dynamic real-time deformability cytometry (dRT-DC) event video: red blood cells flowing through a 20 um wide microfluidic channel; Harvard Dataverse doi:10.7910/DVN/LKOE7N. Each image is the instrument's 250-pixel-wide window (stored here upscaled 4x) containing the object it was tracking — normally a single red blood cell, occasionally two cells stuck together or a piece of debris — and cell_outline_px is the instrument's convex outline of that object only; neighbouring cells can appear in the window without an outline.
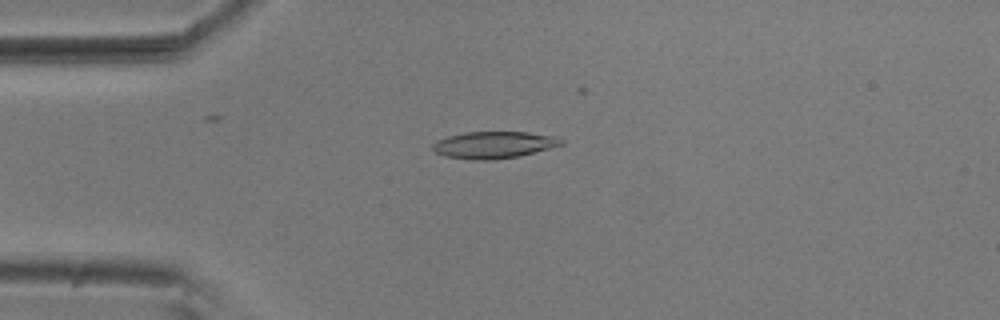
{"species": "common noctule bat (a hibernating species)", "species_latin": "Nyctalus noctula", "temperature_condition": "room temperature", "stored_images_in_passage": 54, "camera_frame_rate_fps": 3000, "um_per_image_px": 0.085, "animal": {"sex": "male", "body_mass_g": 20.5, "forearm_length_mm": 52.5}, "frame": {"image": 1, "passage_image": 13, "time_ms": 4.0, "image_size_px": [1000, 320], "cell_outline_px": [[564, 144], [520, 156], [492, 160], [476, 160], [444, 156], [436, 152], [432, 148], [432, 144], [436, 140], [448, 136], [464, 132], [528, 132], [556, 136], [564, 140]], "centroid_in_image_um": [41.98, 12.31], "position_along_channel_um": 43.0, "area_um2": 20.23}}
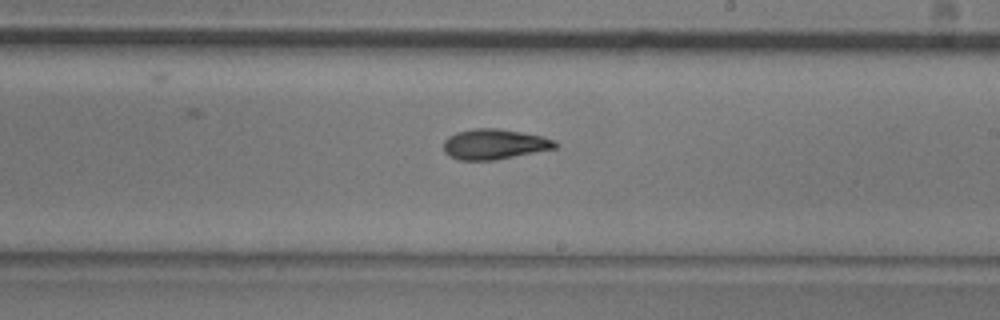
{"frame": {"image": 2, "passage_image": 31, "time_ms": 10.0, "image_size_px": [1000, 320], "cell_outline_px": [[560, 144], [556, 148], [496, 160], [460, 160], [448, 156], [444, 152], [444, 140], [448, 136], [456, 132], [472, 128], [496, 128], [520, 132], [540, 136], [556, 140]], "centroid_in_image_um": [42.01, 12.26], "position_along_channel_um": 247.0, "area_um2": 19.83}}
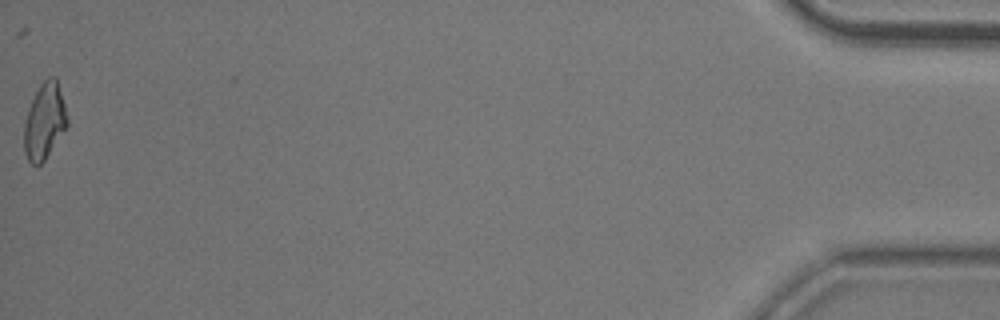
{"frame": {"image": 3, "passage_image": 54, "time_ms": 17.667, "image_size_px": [1000, 320], "cell_outline_px": [[68, 124], [44, 160], [40, 164], [32, 164], [28, 160], [24, 152], [24, 124], [28, 108], [40, 84], [48, 76], [52, 76], [56, 80], [64, 104], [68, 120]], "centroid_in_image_um": [3.76, 10.31], "position_along_channel_um": 431.4, "area_um2": 18.67}, "authors_computed_cell_mechanics": {"area_um2": 19.4786, "velocity_mm_per_s": 3.7091, "shape_relaxation_time_tau1_ms": 7.6697, "shape_relaxation_time_tau2_ms": 4.5732, "deformation_change_tau1": 0.1894, "deformation_change_tau2": 0.1238}}